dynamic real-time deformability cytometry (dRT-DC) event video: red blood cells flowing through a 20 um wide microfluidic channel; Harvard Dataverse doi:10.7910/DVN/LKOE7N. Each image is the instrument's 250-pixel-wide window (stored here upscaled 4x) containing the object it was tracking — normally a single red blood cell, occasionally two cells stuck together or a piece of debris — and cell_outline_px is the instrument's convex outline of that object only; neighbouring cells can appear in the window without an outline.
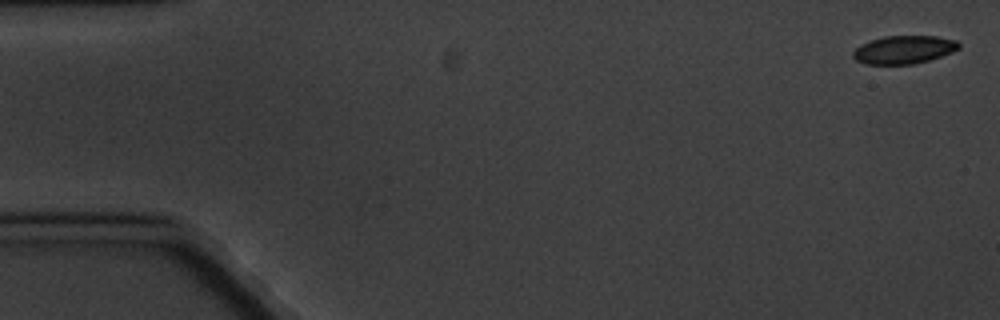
{"species": "common noctule bat (a hibernating species)", "species_latin": "Nyctalus noctula", "temperature_condition": "cold", "stored_images_in_passage": 9, "camera_frame_rate_fps": 3000, "um_per_image_px": 0.085, "animal": {"sex": "male", "body_mass_g": 20.1, "forearm_length_mm": 53.5}, "frame": {"image": 1, "passage_image": 1, "time_ms": 0.0, "image_size_px": [1000, 320], "cell_outline_px": [[960, 48], [952, 52], [928, 60], [912, 64], [864, 64], [856, 60], [852, 56], [852, 52], [860, 44], [884, 36], [936, 36], [956, 40], [960, 44]], "centroid_in_image_um": [76.81, 4.22], "position_along_channel_um": 8.2, "area_um2": 17.28}}
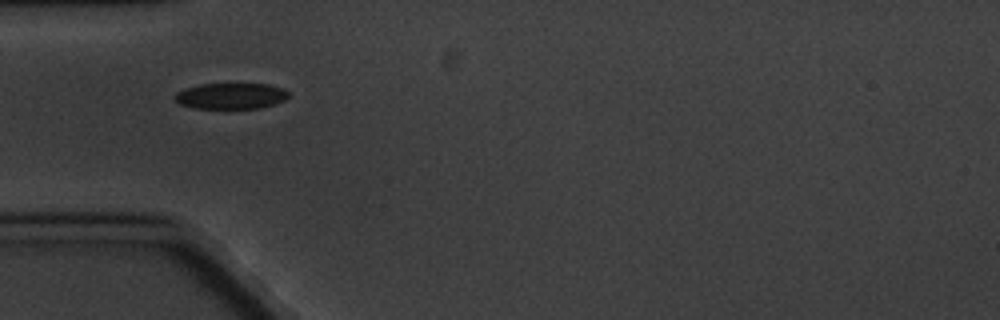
{"frame": {"image": 2, "passage_image": 6, "time_ms": 5.667, "image_size_px": [1000, 320], "cell_outline_px": [[288, 96], [284, 100], [276, 104], [260, 108], [192, 108], [180, 104], [176, 100], [176, 92], [184, 88], [200, 84], [272, 84], [284, 88], [288, 92]], "centroid_in_image_um": [19.65, 8.15], "position_along_channel_um": 65.3, "area_um2": 17.28}}